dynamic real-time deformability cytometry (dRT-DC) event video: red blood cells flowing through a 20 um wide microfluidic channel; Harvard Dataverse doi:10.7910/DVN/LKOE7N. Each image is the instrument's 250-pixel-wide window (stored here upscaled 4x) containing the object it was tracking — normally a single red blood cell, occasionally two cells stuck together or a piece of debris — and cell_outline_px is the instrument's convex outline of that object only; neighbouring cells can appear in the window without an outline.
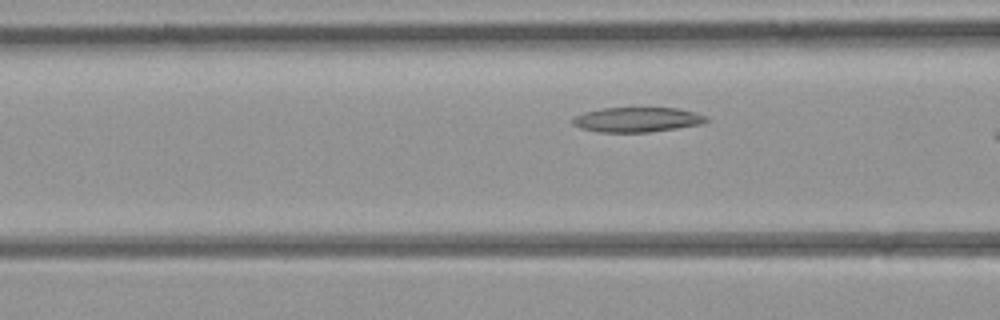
{"species": "common noctule bat (a hibernating species)", "species_latin": "Nyctalus noctula", "temperature_condition": "room temperature", "stored_images_in_passage": 4, "camera_frame_rate_fps": 3000, "um_per_image_px": 0.085, "animal": {"sex": "female", "body_mass_g": 21.9}, "frame": {"image": 1, "passage_image": 3, "time_ms": 2.333, "image_size_px": [1000, 320], "cell_outline_px": [[708, 120], [704, 124], [648, 132], [600, 132], [580, 128], [572, 124], [572, 116], [584, 112], [600, 108], [680, 108], [696, 112], [704, 116]], "centroid_in_image_um": [54.13, 10.16], "position_along_channel_um": 112.5, "area_um2": 19.42}}